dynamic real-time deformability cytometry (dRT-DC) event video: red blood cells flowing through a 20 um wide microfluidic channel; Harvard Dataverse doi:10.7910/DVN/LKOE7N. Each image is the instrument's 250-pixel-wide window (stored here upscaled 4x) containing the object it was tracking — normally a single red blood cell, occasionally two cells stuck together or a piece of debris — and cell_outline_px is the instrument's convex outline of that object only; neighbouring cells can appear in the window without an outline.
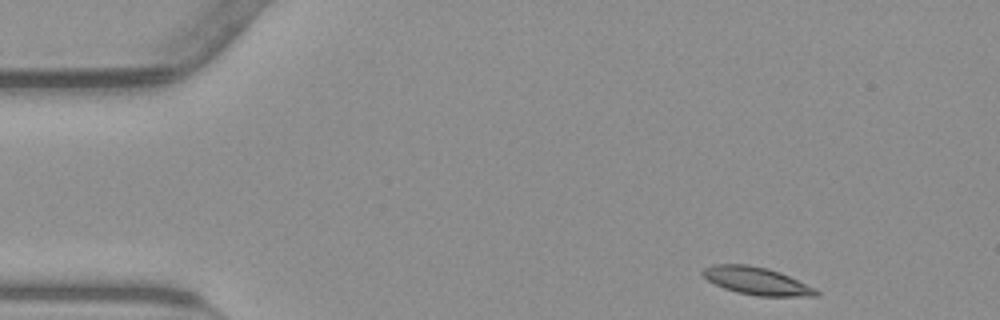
{"species": "common noctule bat (a hibernating species)", "species_latin": "Nyctalus noctula", "temperature_condition": "warm", "stored_images_in_passage": 49, "camera_frame_rate_fps": 3000, "um_per_image_px": 0.085, "animal": {"sex": "male", "body_mass_g": 23.1, "forearm_length_mm": 52.7}, "frame": {"image": 1, "passage_image": 1, "time_ms": 0.0, "image_size_px": [1000, 320], "cell_outline_px": [[820, 292], [816, 296], [756, 296], [736, 292], [724, 288], [708, 280], [700, 272], [704, 268], [712, 264], [748, 264], [768, 268], [780, 272], [816, 288]], "centroid_in_image_um": [64.32, 23.87], "position_along_channel_um": 20.7, "area_um2": 18.32}}
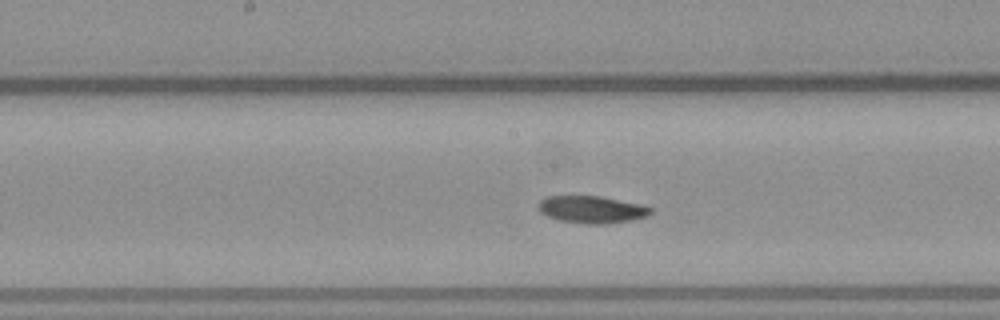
{"frame": {"image": 2, "passage_image": 22, "time_ms": 7.0, "image_size_px": [1000, 320], "cell_outline_px": [[652, 212], [648, 216], [628, 220], [604, 224], [588, 224], [560, 220], [548, 216], [540, 212], [540, 200], [544, 196], [600, 196], [644, 204], [652, 208]], "centroid_in_image_um": [50.34, 17.79], "position_along_channel_um": 197.9, "area_um2": 17.74}}
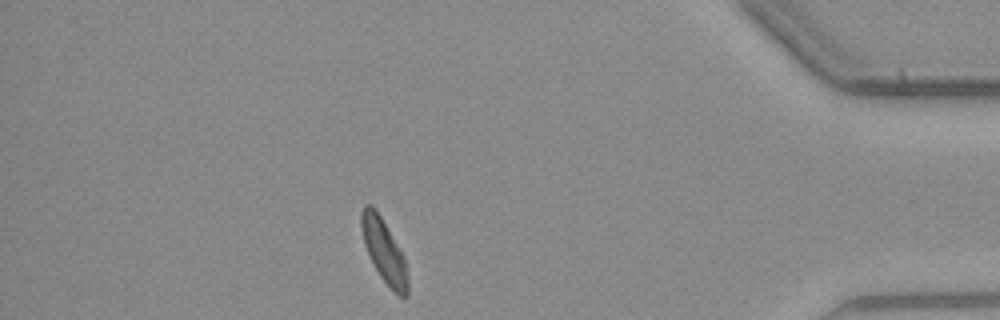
{"frame": {"image": 3, "passage_image": 42, "time_ms": 13.667, "image_size_px": [1000, 320], "cell_outline_px": [[408, 296], [400, 296], [380, 276], [364, 244], [360, 224], [360, 212], [364, 204], [372, 204], [376, 208], [400, 248], [404, 256], [408, 280]], "centroid_in_image_um": [32.63, 21.24], "position_along_channel_um": 402.6, "area_um2": 16.94}, "authors_computed_cell_mechanics": {"area_um2": 17.8024, "velocity_mm_per_s": 3.7812, "shape_relaxation_time_tau1_ms": 5.1295, "shape_relaxation_time_tau2_ms": null, "deformation_change_tau1": 0.1278, "deformation_change_tau2": null}}